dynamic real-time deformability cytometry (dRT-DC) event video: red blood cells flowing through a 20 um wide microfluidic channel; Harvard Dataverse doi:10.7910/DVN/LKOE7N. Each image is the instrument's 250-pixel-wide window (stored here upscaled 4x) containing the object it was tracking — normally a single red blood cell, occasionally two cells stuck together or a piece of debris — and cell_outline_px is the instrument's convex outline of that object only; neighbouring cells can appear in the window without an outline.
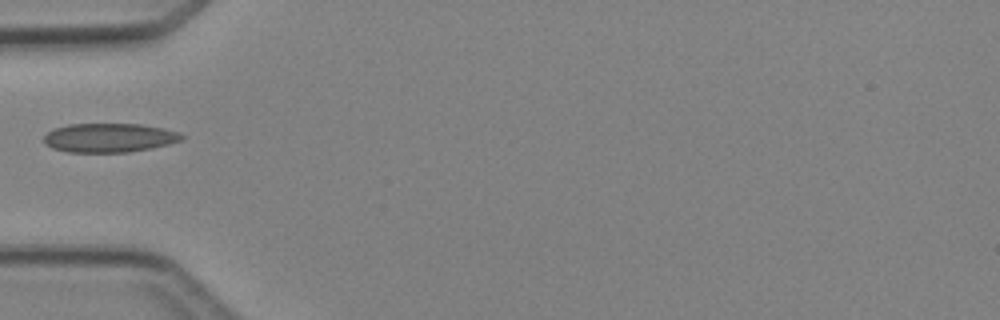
{"species": "Egyptian fruit bat (a non-hibernating species)", "species_latin": "Rousettus aegyptiacus", "temperature_condition": "cold", "stored_images_in_passage": 1, "camera_frame_rate_fps": 3000, "um_per_image_px": 0.085, "animal": {"sex": "female"}, "frame": {"image": 1, "passage_image": 1, "time_ms": 0.0, "image_size_px": [1000, 320], "cell_outline_px": [[184, 136], [180, 140], [168, 144], [152, 148], [128, 152], [68, 152], [52, 148], [44, 144], [44, 136], [52, 128], [68, 124], [140, 124], [164, 128], [180, 132]], "centroid_in_image_um": [9.26, 11.7], "position_along_channel_um": 75.7, "area_um2": 23.41}}